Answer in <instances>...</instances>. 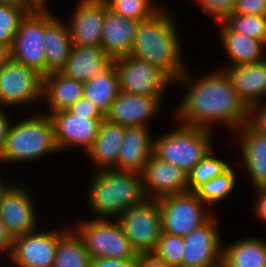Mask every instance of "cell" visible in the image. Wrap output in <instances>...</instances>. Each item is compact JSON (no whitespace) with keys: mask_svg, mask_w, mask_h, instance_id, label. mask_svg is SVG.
<instances>
[{"mask_svg":"<svg viewBox=\"0 0 266 267\" xmlns=\"http://www.w3.org/2000/svg\"><path fill=\"white\" fill-rule=\"evenodd\" d=\"M111 62L112 59L101 46H73L60 72L84 83L104 70Z\"/></svg>","mask_w":266,"mask_h":267,"instance_id":"obj_25","label":"cell"},{"mask_svg":"<svg viewBox=\"0 0 266 267\" xmlns=\"http://www.w3.org/2000/svg\"><path fill=\"white\" fill-rule=\"evenodd\" d=\"M41 97L43 76L35 69L11 58L0 67V107L30 105Z\"/></svg>","mask_w":266,"mask_h":267,"instance_id":"obj_10","label":"cell"},{"mask_svg":"<svg viewBox=\"0 0 266 267\" xmlns=\"http://www.w3.org/2000/svg\"><path fill=\"white\" fill-rule=\"evenodd\" d=\"M83 89V82L53 71L43 76L42 99H46L50 113L67 110L83 97Z\"/></svg>","mask_w":266,"mask_h":267,"instance_id":"obj_26","label":"cell"},{"mask_svg":"<svg viewBox=\"0 0 266 267\" xmlns=\"http://www.w3.org/2000/svg\"><path fill=\"white\" fill-rule=\"evenodd\" d=\"M232 31L266 43V16L233 13L223 21Z\"/></svg>","mask_w":266,"mask_h":267,"instance_id":"obj_34","label":"cell"},{"mask_svg":"<svg viewBox=\"0 0 266 267\" xmlns=\"http://www.w3.org/2000/svg\"><path fill=\"white\" fill-rule=\"evenodd\" d=\"M172 16L163 7L152 18L139 22L130 55L157 66L175 82L187 68Z\"/></svg>","mask_w":266,"mask_h":267,"instance_id":"obj_2","label":"cell"},{"mask_svg":"<svg viewBox=\"0 0 266 267\" xmlns=\"http://www.w3.org/2000/svg\"><path fill=\"white\" fill-rule=\"evenodd\" d=\"M39 9H46L48 0H31Z\"/></svg>","mask_w":266,"mask_h":267,"instance_id":"obj_49","label":"cell"},{"mask_svg":"<svg viewBox=\"0 0 266 267\" xmlns=\"http://www.w3.org/2000/svg\"><path fill=\"white\" fill-rule=\"evenodd\" d=\"M193 77L186 70L176 80L188 88L176 108L177 121L209 130L211 123H224L233 132L248 122L249 106L238 96L223 68L198 79Z\"/></svg>","mask_w":266,"mask_h":267,"instance_id":"obj_1","label":"cell"},{"mask_svg":"<svg viewBox=\"0 0 266 267\" xmlns=\"http://www.w3.org/2000/svg\"><path fill=\"white\" fill-rule=\"evenodd\" d=\"M74 230L83 240L91 258L137 260L138 254L117 219H89L78 223Z\"/></svg>","mask_w":266,"mask_h":267,"instance_id":"obj_6","label":"cell"},{"mask_svg":"<svg viewBox=\"0 0 266 267\" xmlns=\"http://www.w3.org/2000/svg\"><path fill=\"white\" fill-rule=\"evenodd\" d=\"M11 59L46 75L44 9H38L20 22L10 48Z\"/></svg>","mask_w":266,"mask_h":267,"instance_id":"obj_11","label":"cell"},{"mask_svg":"<svg viewBox=\"0 0 266 267\" xmlns=\"http://www.w3.org/2000/svg\"><path fill=\"white\" fill-rule=\"evenodd\" d=\"M118 75L120 90L147 95L163 101L164 92L174 81L157 66L131 55L112 60ZM166 88V89H165Z\"/></svg>","mask_w":266,"mask_h":267,"instance_id":"obj_8","label":"cell"},{"mask_svg":"<svg viewBox=\"0 0 266 267\" xmlns=\"http://www.w3.org/2000/svg\"><path fill=\"white\" fill-rule=\"evenodd\" d=\"M57 241L58 230H35L15 237L9 259L17 267H53Z\"/></svg>","mask_w":266,"mask_h":267,"instance_id":"obj_14","label":"cell"},{"mask_svg":"<svg viewBox=\"0 0 266 267\" xmlns=\"http://www.w3.org/2000/svg\"><path fill=\"white\" fill-rule=\"evenodd\" d=\"M54 139L58 151L76 145L86 153L96 139L99 125L104 116H82L71 113L68 109L51 112Z\"/></svg>","mask_w":266,"mask_h":267,"instance_id":"obj_13","label":"cell"},{"mask_svg":"<svg viewBox=\"0 0 266 267\" xmlns=\"http://www.w3.org/2000/svg\"><path fill=\"white\" fill-rule=\"evenodd\" d=\"M10 58V47L0 44V67H2Z\"/></svg>","mask_w":266,"mask_h":267,"instance_id":"obj_47","label":"cell"},{"mask_svg":"<svg viewBox=\"0 0 266 267\" xmlns=\"http://www.w3.org/2000/svg\"><path fill=\"white\" fill-rule=\"evenodd\" d=\"M108 9L128 19L138 22L152 18L163 7L154 5L151 0H102Z\"/></svg>","mask_w":266,"mask_h":267,"instance_id":"obj_33","label":"cell"},{"mask_svg":"<svg viewBox=\"0 0 266 267\" xmlns=\"http://www.w3.org/2000/svg\"><path fill=\"white\" fill-rule=\"evenodd\" d=\"M91 176L86 201L96 219H118L127 207L146 199L140 173L103 169Z\"/></svg>","mask_w":266,"mask_h":267,"instance_id":"obj_3","label":"cell"},{"mask_svg":"<svg viewBox=\"0 0 266 267\" xmlns=\"http://www.w3.org/2000/svg\"><path fill=\"white\" fill-rule=\"evenodd\" d=\"M257 191L258 198L256 200V204L254 205V210H256L257 216L260 217L259 219L266 222V187L258 188L256 189V192Z\"/></svg>","mask_w":266,"mask_h":267,"instance_id":"obj_44","label":"cell"},{"mask_svg":"<svg viewBox=\"0 0 266 267\" xmlns=\"http://www.w3.org/2000/svg\"><path fill=\"white\" fill-rule=\"evenodd\" d=\"M217 24L223 22L235 11L236 0H194Z\"/></svg>","mask_w":266,"mask_h":267,"instance_id":"obj_37","label":"cell"},{"mask_svg":"<svg viewBox=\"0 0 266 267\" xmlns=\"http://www.w3.org/2000/svg\"><path fill=\"white\" fill-rule=\"evenodd\" d=\"M0 3L19 6L28 13L39 9L31 0H0Z\"/></svg>","mask_w":266,"mask_h":267,"instance_id":"obj_46","label":"cell"},{"mask_svg":"<svg viewBox=\"0 0 266 267\" xmlns=\"http://www.w3.org/2000/svg\"><path fill=\"white\" fill-rule=\"evenodd\" d=\"M125 126L113 123L104 118L91 149L86 155L92 160L95 171L103 169H116L123 142Z\"/></svg>","mask_w":266,"mask_h":267,"instance_id":"obj_23","label":"cell"},{"mask_svg":"<svg viewBox=\"0 0 266 267\" xmlns=\"http://www.w3.org/2000/svg\"><path fill=\"white\" fill-rule=\"evenodd\" d=\"M58 230L53 267H90L91 256L74 229Z\"/></svg>","mask_w":266,"mask_h":267,"instance_id":"obj_30","label":"cell"},{"mask_svg":"<svg viewBox=\"0 0 266 267\" xmlns=\"http://www.w3.org/2000/svg\"><path fill=\"white\" fill-rule=\"evenodd\" d=\"M149 127L125 126L123 142L117 161V170L140 173L153 154L154 138Z\"/></svg>","mask_w":266,"mask_h":267,"instance_id":"obj_20","label":"cell"},{"mask_svg":"<svg viewBox=\"0 0 266 267\" xmlns=\"http://www.w3.org/2000/svg\"><path fill=\"white\" fill-rule=\"evenodd\" d=\"M183 239L182 267L222 266L223 243L218 230V221L214 216Z\"/></svg>","mask_w":266,"mask_h":267,"instance_id":"obj_12","label":"cell"},{"mask_svg":"<svg viewBox=\"0 0 266 267\" xmlns=\"http://www.w3.org/2000/svg\"><path fill=\"white\" fill-rule=\"evenodd\" d=\"M32 198L23 185L15 184L0 201V219L13 239L36 230V208Z\"/></svg>","mask_w":266,"mask_h":267,"instance_id":"obj_16","label":"cell"},{"mask_svg":"<svg viewBox=\"0 0 266 267\" xmlns=\"http://www.w3.org/2000/svg\"><path fill=\"white\" fill-rule=\"evenodd\" d=\"M222 267H266V240L245 237L223 246Z\"/></svg>","mask_w":266,"mask_h":267,"instance_id":"obj_28","label":"cell"},{"mask_svg":"<svg viewBox=\"0 0 266 267\" xmlns=\"http://www.w3.org/2000/svg\"><path fill=\"white\" fill-rule=\"evenodd\" d=\"M235 13L266 16V0H236Z\"/></svg>","mask_w":266,"mask_h":267,"instance_id":"obj_39","label":"cell"},{"mask_svg":"<svg viewBox=\"0 0 266 267\" xmlns=\"http://www.w3.org/2000/svg\"><path fill=\"white\" fill-rule=\"evenodd\" d=\"M138 24L106 7L100 46L112 60L131 54Z\"/></svg>","mask_w":266,"mask_h":267,"instance_id":"obj_19","label":"cell"},{"mask_svg":"<svg viewBox=\"0 0 266 267\" xmlns=\"http://www.w3.org/2000/svg\"><path fill=\"white\" fill-rule=\"evenodd\" d=\"M162 216V232L186 236L211 217L205 204L194 192L169 195L158 199Z\"/></svg>","mask_w":266,"mask_h":267,"instance_id":"obj_9","label":"cell"},{"mask_svg":"<svg viewBox=\"0 0 266 267\" xmlns=\"http://www.w3.org/2000/svg\"><path fill=\"white\" fill-rule=\"evenodd\" d=\"M27 13L19 6L0 3V44L11 48L20 22Z\"/></svg>","mask_w":266,"mask_h":267,"instance_id":"obj_35","label":"cell"},{"mask_svg":"<svg viewBox=\"0 0 266 267\" xmlns=\"http://www.w3.org/2000/svg\"><path fill=\"white\" fill-rule=\"evenodd\" d=\"M241 135V155L255 189L266 187V134L248 123L236 130Z\"/></svg>","mask_w":266,"mask_h":267,"instance_id":"obj_22","label":"cell"},{"mask_svg":"<svg viewBox=\"0 0 266 267\" xmlns=\"http://www.w3.org/2000/svg\"><path fill=\"white\" fill-rule=\"evenodd\" d=\"M162 102L155 97L120 90L104 118L122 126L148 127V121L160 111Z\"/></svg>","mask_w":266,"mask_h":267,"instance_id":"obj_18","label":"cell"},{"mask_svg":"<svg viewBox=\"0 0 266 267\" xmlns=\"http://www.w3.org/2000/svg\"><path fill=\"white\" fill-rule=\"evenodd\" d=\"M261 103L262 101L249 107V119L247 123L258 132L266 134V103L264 106Z\"/></svg>","mask_w":266,"mask_h":267,"instance_id":"obj_38","label":"cell"},{"mask_svg":"<svg viewBox=\"0 0 266 267\" xmlns=\"http://www.w3.org/2000/svg\"><path fill=\"white\" fill-rule=\"evenodd\" d=\"M119 92L120 84L113 61L93 78L84 82L83 97L94 104L104 116Z\"/></svg>","mask_w":266,"mask_h":267,"instance_id":"obj_29","label":"cell"},{"mask_svg":"<svg viewBox=\"0 0 266 267\" xmlns=\"http://www.w3.org/2000/svg\"><path fill=\"white\" fill-rule=\"evenodd\" d=\"M137 267H171L155 253H142L137 256Z\"/></svg>","mask_w":266,"mask_h":267,"instance_id":"obj_42","label":"cell"},{"mask_svg":"<svg viewBox=\"0 0 266 267\" xmlns=\"http://www.w3.org/2000/svg\"><path fill=\"white\" fill-rule=\"evenodd\" d=\"M68 110L75 115L104 116L94 104L84 97L76 101Z\"/></svg>","mask_w":266,"mask_h":267,"instance_id":"obj_40","label":"cell"},{"mask_svg":"<svg viewBox=\"0 0 266 267\" xmlns=\"http://www.w3.org/2000/svg\"><path fill=\"white\" fill-rule=\"evenodd\" d=\"M212 150L187 174L189 192H195L201 185L226 172L232 164L212 156Z\"/></svg>","mask_w":266,"mask_h":267,"instance_id":"obj_32","label":"cell"},{"mask_svg":"<svg viewBox=\"0 0 266 267\" xmlns=\"http://www.w3.org/2000/svg\"><path fill=\"white\" fill-rule=\"evenodd\" d=\"M13 238L8 233L5 225L3 224L2 220L0 219V255L5 253L8 255L12 249ZM7 252V253H6Z\"/></svg>","mask_w":266,"mask_h":267,"instance_id":"obj_43","label":"cell"},{"mask_svg":"<svg viewBox=\"0 0 266 267\" xmlns=\"http://www.w3.org/2000/svg\"><path fill=\"white\" fill-rule=\"evenodd\" d=\"M213 130L179 126L154 139L153 154L187 174L212 150Z\"/></svg>","mask_w":266,"mask_h":267,"instance_id":"obj_5","label":"cell"},{"mask_svg":"<svg viewBox=\"0 0 266 267\" xmlns=\"http://www.w3.org/2000/svg\"><path fill=\"white\" fill-rule=\"evenodd\" d=\"M48 9H44L46 75L49 72L60 71L73 47L68 26Z\"/></svg>","mask_w":266,"mask_h":267,"instance_id":"obj_21","label":"cell"},{"mask_svg":"<svg viewBox=\"0 0 266 267\" xmlns=\"http://www.w3.org/2000/svg\"><path fill=\"white\" fill-rule=\"evenodd\" d=\"M59 152L49 114L37 113L19 123L11 124L0 163L29 162Z\"/></svg>","mask_w":266,"mask_h":267,"instance_id":"obj_4","label":"cell"},{"mask_svg":"<svg viewBox=\"0 0 266 267\" xmlns=\"http://www.w3.org/2000/svg\"><path fill=\"white\" fill-rule=\"evenodd\" d=\"M11 186H12L11 183L10 184L4 183L0 177V201Z\"/></svg>","mask_w":266,"mask_h":267,"instance_id":"obj_48","label":"cell"},{"mask_svg":"<svg viewBox=\"0 0 266 267\" xmlns=\"http://www.w3.org/2000/svg\"><path fill=\"white\" fill-rule=\"evenodd\" d=\"M67 24L72 46H100L106 4L102 0H81Z\"/></svg>","mask_w":266,"mask_h":267,"instance_id":"obj_17","label":"cell"},{"mask_svg":"<svg viewBox=\"0 0 266 267\" xmlns=\"http://www.w3.org/2000/svg\"><path fill=\"white\" fill-rule=\"evenodd\" d=\"M141 176L146 198L160 199L189 192L187 173L154 154L149 157Z\"/></svg>","mask_w":266,"mask_h":267,"instance_id":"obj_15","label":"cell"},{"mask_svg":"<svg viewBox=\"0 0 266 267\" xmlns=\"http://www.w3.org/2000/svg\"><path fill=\"white\" fill-rule=\"evenodd\" d=\"M236 186V173L232 166L222 175L216 176L201 185L194 193L205 205L224 200Z\"/></svg>","mask_w":266,"mask_h":267,"instance_id":"obj_31","label":"cell"},{"mask_svg":"<svg viewBox=\"0 0 266 267\" xmlns=\"http://www.w3.org/2000/svg\"><path fill=\"white\" fill-rule=\"evenodd\" d=\"M90 267H137V260L91 258Z\"/></svg>","mask_w":266,"mask_h":267,"instance_id":"obj_41","label":"cell"},{"mask_svg":"<svg viewBox=\"0 0 266 267\" xmlns=\"http://www.w3.org/2000/svg\"><path fill=\"white\" fill-rule=\"evenodd\" d=\"M224 70L238 96L249 107L266 95V58L258 63L229 66Z\"/></svg>","mask_w":266,"mask_h":267,"instance_id":"obj_24","label":"cell"},{"mask_svg":"<svg viewBox=\"0 0 266 267\" xmlns=\"http://www.w3.org/2000/svg\"><path fill=\"white\" fill-rule=\"evenodd\" d=\"M2 108L3 107H0V151L5 146L6 138L11 125V122H9L8 115Z\"/></svg>","mask_w":266,"mask_h":267,"instance_id":"obj_45","label":"cell"},{"mask_svg":"<svg viewBox=\"0 0 266 267\" xmlns=\"http://www.w3.org/2000/svg\"><path fill=\"white\" fill-rule=\"evenodd\" d=\"M171 267H182L184 254L183 236L162 232L154 252Z\"/></svg>","mask_w":266,"mask_h":267,"instance_id":"obj_36","label":"cell"},{"mask_svg":"<svg viewBox=\"0 0 266 267\" xmlns=\"http://www.w3.org/2000/svg\"><path fill=\"white\" fill-rule=\"evenodd\" d=\"M117 221L138 255L155 252L162 234L158 199L146 198L137 205L127 207Z\"/></svg>","mask_w":266,"mask_h":267,"instance_id":"obj_7","label":"cell"},{"mask_svg":"<svg viewBox=\"0 0 266 267\" xmlns=\"http://www.w3.org/2000/svg\"><path fill=\"white\" fill-rule=\"evenodd\" d=\"M220 38L232 66L264 61L266 43L232 31L224 22L219 23Z\"/></svg>","mask_w":266,"mask_h":267,"instance_id":"obj_27","label":"cell"}]
</instances>
